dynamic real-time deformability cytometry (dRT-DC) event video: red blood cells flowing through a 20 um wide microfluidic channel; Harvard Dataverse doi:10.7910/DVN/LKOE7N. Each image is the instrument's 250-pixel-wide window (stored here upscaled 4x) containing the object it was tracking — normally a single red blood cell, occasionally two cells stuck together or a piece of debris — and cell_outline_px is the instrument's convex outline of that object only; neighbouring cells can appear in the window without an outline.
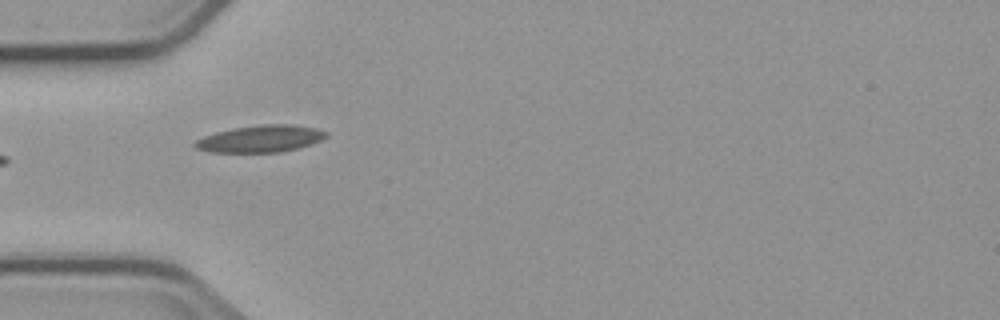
{"species": "common noctule bat (a hibernating species)", "species_latin": "Nyctalus noctula", "temperature_condition": "cold", "stored_images_in_passage": 5, "camera_frame_rate_fps": 3000, "um_per_image_px": 0.085, "animal": {"sex": "male", "body_mass_g": 23.1, "forearm_length_mm": 52.7}, "frame": {"image": 1, "passage_image": 4, "time_ms": 3.667, "image_size_px": [1000, 320], "cell_outline_px": [[328, 136], [320, 140], [296, 148], [280, 152], [208, 152], [196, 148], [192, 144], [196, 140], [204, 136], [216, 132], [232, 128], [264, 124], [292, 124], [316, 128], [328, 132]], "centroid_in_image_um": [22.12, 11.79], "position_along_channel_um": 62.9, "area_um2": 20.52}}
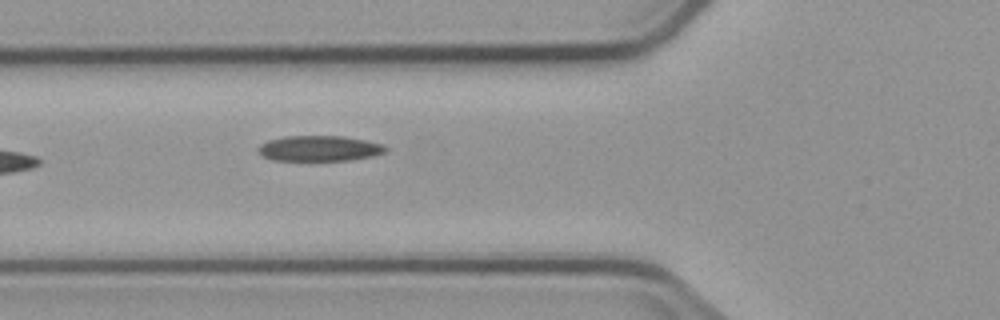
{"frame": {"image": 2, "passage_image": 5, "time_ms": 4.667, "image_size_px": [1000, 320], "cell_outline_px": [[388, 148], [384, 152], [372, 156], [348, 160], [272, 160], [264, 156], [256, 148], [260, 144], [268, 140], [284, 136], [344, 136], [384, 144]], "centroid_in_image_um": [27.14, 12.6], "position_along_channel_um": 98.7, "area_um2": 18.84}}